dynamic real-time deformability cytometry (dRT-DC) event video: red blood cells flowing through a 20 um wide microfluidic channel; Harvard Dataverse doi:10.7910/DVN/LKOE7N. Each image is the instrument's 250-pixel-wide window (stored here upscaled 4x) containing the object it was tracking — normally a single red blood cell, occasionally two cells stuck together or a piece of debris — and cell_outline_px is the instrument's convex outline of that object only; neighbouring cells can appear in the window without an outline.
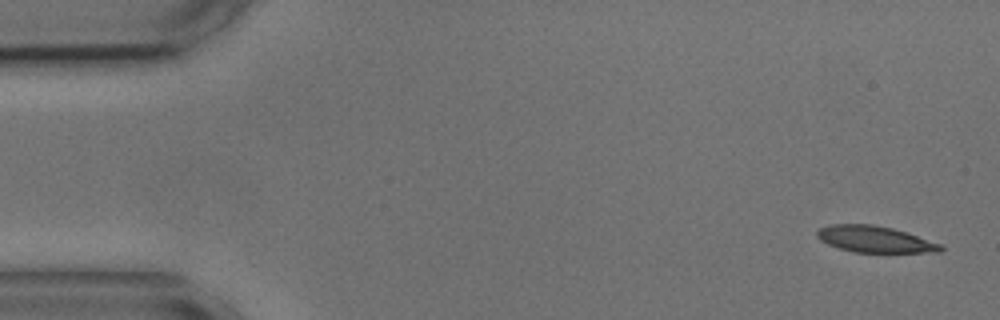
{"species": "common noctule bat (a hibernating species)", "species_latin": "Nyctalus noctula", "temperature_condition": "cold", "stored_images_in_passage": 54, "camera_frame_rate_fps": 3000, "um_per_image_px": 0.085, "animal": {"sex": "male", "body_mass_g": 17.9, "forearm_length_mm": 54.2}, "frame": {"image": 1, "passage_image": 1, "time_ms": 0.0, "image_size_px": [1000, 320], "cell_outline_px": [[944, 248], [940, 252], [852, 252], [828, 244], [820, 240], [816, 236], [816, 232], [820, 228], [828, 224], [872, 224], [892, 228], [908, 232], [944, 244]], "centroid_in_image_um": [74.4, 20.33], "position_along_channel_um": 10.6, "area_um2": 19.25}}
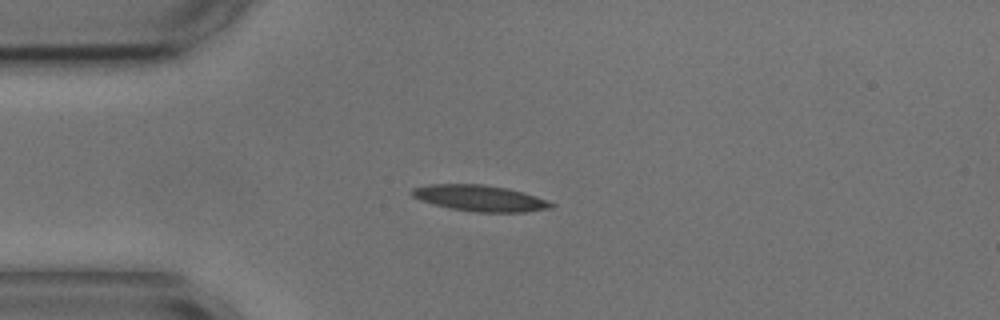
{"frame": {"image": 2, "passage_image": 12, "time_ms": 3.667, "image_size_px": [1000, 320], "cell_outline_px": [[556, 204], [552, 208], [524, 212], [476, 212], [452, 208], [432, 204], [420, 200], [412, 196], [408, 192], [412, 188], [428, 184], [484, 184], [508, 188], [524, 192], [536, 196]], "centroid_in_image_um": [40.78, 16.83], "position_along_channel_um": 44.2, "area_um2": 21.33}}
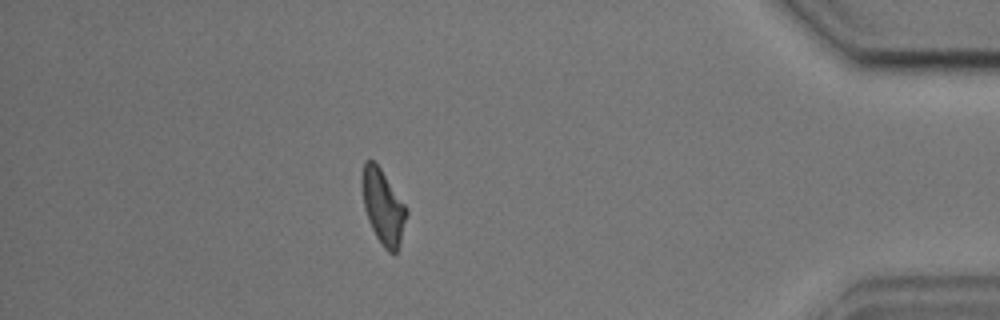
{"frame": {"image": 3, "passage_image": 47, "time_ms": 15.333, "image_size_px": [1000, 320], "cell_outline_px": [[408, 212], [400, 244], [396, 252], [388, 252], [384, 248], [376, 236], [368, 220], [364, 208], [360, 184], [360, 176], [364, 160], [372, 160], [380, 168], [408, 208]], "centroid_in_image_um": [32.54, 17.54], "position_along_channel_um": 402.7, "area_um2": 19.54}, "authors_computed_cell_mechanics": {"area_um2": 19.9121, "velocity_mm_per_s": 3.5913, "shape_relaxation_time_tau1_ms": 4.3787, "shape_relaxation_time_tau2_ms": 1.9572, "deformation_change_tau1": 0.1537, "deformation_change_tau2": 0.1122}}